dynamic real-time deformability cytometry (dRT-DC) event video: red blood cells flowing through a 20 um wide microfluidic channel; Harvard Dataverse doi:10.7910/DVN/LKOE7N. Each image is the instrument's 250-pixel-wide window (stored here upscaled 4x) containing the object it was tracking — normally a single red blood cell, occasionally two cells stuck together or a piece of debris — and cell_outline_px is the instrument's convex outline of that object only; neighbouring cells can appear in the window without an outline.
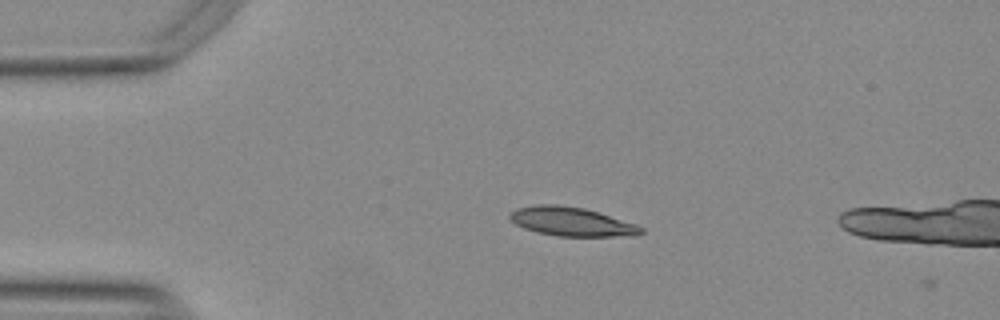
{"species": "Egyptian fruit bat (a non-hibernating species)", "species_latin": "Rousettus aegyptiacus", "temperature_condition": "warm", "stored_images_in_passage": 4, "camera_frame_rate_fps": 3000, "um_per_image_px": 0.085, "animal": {"sex": "female"}, "frame": {"image": 1, "passage_image": 3, "time_ms": 0.667, "image_size_px": [1000, 320], "cell_outline_px": [[644, 232], [636, 236], [556, 236], [536, 232], [524, 228], [516, 224], [508, 216], [516, 208], [536, 204], [556, 204], [584, 208], [600, 212], [636, 224], [644, 228]], "centroid_in_image_um": [48.61, 18.84], "position_along_channel_um": 36.4, "area_um2": 22.25}}